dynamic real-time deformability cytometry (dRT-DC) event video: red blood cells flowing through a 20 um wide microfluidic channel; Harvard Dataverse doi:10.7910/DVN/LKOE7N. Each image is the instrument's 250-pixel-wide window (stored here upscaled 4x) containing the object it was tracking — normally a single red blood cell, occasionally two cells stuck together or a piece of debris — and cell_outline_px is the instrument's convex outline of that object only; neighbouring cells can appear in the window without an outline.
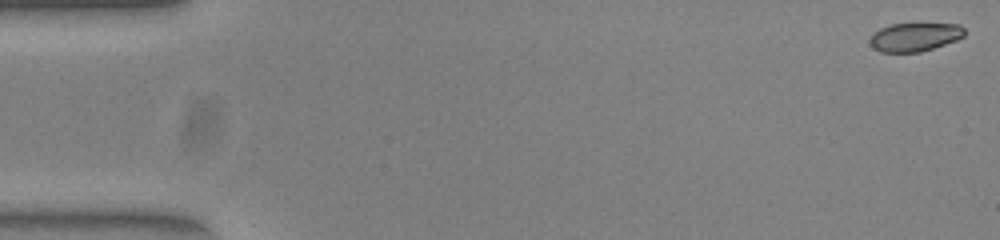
{"species": "common noctule bat (a hibernating species)", "species_latin": "Nyctalus noctula", "temperature_condition": "warm", "stored_images_in_passage": 53, "camera_frame_rate_fps": 3000, "um_per_image_px": 0.085, "animal": {"sex": "female", "body_mass_g": 23.0, "forearm_length_mm": 53.4}, "frame": {"image": 1, "passage_image": 1, "time_ms": 0.0, "image_size_px": [1000, 240], "cell_outline_px": [[964, 36], [956, 40], [920, 52], [880, 52], [872, 48], [868, 40], [880, 28], [888, 24], [916, 20], [960, 24], [964, 28]], "centroid_in_image_um": [77.76, 3.07], "position_along_channel_um": 7.2, "area_um2": 16.7}}
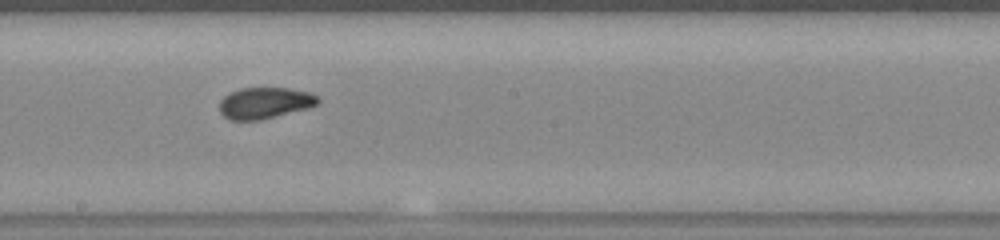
{"frame": {"image": 2, "passage_image": 29, "time_ms": 9.333, "image_size_px": [1000, 240], "cell_outline_px": [[320, 100], [316, 104], [308, 108], [260, 120], [228, 120], [220, 112], [220, 100], [228, 92], [240, 88], [288, 88], [308, 92], [320, 96]], "centroid_in_image_um": [22.49, 8.75], "position_along_channel_um": 225.7, "area_um2": 18.03}}
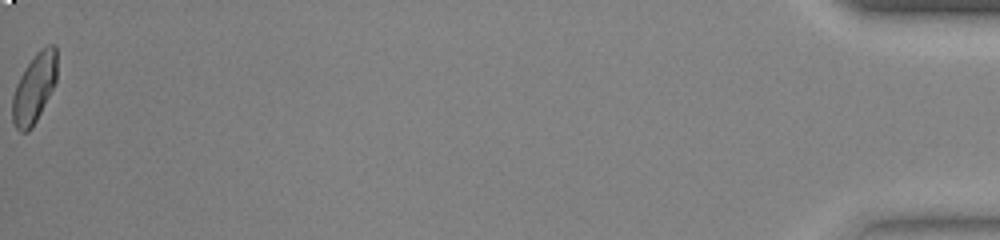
{"frame": {"image": 3, "passage_image": 53, "time_ms": 17.333, "image_size_px": [1000, 240], "cell_outline_px": [[56, 80], [32, 128], [28, 132], [20, 132], [16, 128], [12, 120], [12, 96], [16, 84], [24, 68], [36, 52], [40, 48], [48, 44], [56, 44]], "centroid_in_image_um": [2.89, 7.47], "position_along_channel_um": 432.3, "area_um2": 17.92}, "authors_computed_cell_mechanics": {"area_um2": 17.8602, "velocity_mm_per_s": 3.9052, "shape_relaxation_time_tau1_ms": 8.8567, "shape_relaxation_time_tau2_ms": 0.9672, "deformation_change_tau1": 0.2226, "deformation_change_tau2": 0.0477}}